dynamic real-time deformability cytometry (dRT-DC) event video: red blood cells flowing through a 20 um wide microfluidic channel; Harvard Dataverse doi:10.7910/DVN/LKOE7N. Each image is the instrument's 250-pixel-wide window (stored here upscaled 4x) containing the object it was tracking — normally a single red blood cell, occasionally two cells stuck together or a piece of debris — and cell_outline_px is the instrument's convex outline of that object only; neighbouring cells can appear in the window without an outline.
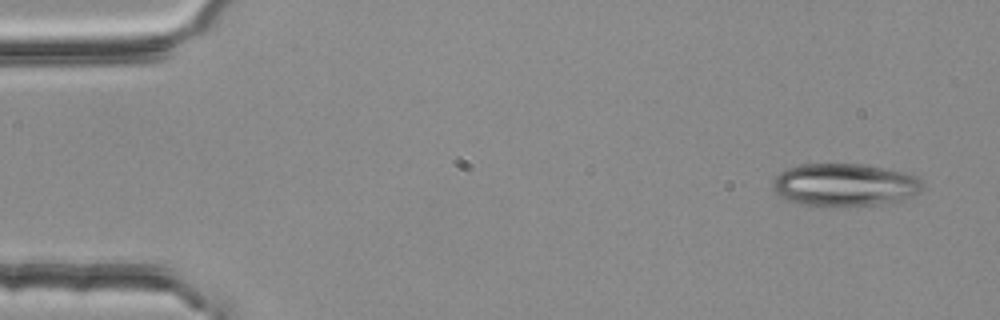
{"species": "common noctule bat (a hibernating species)", "species_latin": "Nyctalus noctula", "temperature_condition": "room temperature", "stored_images_in_passage": 3, "camera_frame_rate_fps": 3000, "um_per_image_px": 0.085, "animal": {"sex": "female", "body_mass_g": 25.1}, "frame": {"image": 1, "passage_image": 1, "time_ms": 0.0, "image_size_px": [1000, 320], "cell_outline_px": [[924, 188], [920, 192], [904, 200], [880, 204], [848, 208], [820, 208], [796, 204], [780, 196], [772, 188], [772, 184], [776, 176], [784, 168], [800, 164], [860, 164], [900, 172], [916, 176], [924, 184]], "centroid_in_image_um": [71.75, 15.77], "position_along_channel_um": 13.2, "area_um2": 38.32}}